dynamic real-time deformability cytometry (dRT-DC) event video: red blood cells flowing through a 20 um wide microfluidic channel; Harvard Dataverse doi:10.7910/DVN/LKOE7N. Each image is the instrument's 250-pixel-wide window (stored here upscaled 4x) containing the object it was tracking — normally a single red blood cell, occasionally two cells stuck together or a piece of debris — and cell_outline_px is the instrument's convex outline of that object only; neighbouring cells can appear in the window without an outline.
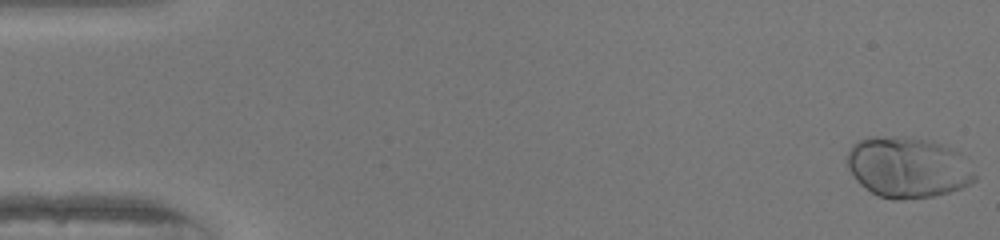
{"species": "human", "species_latin": "Homo sapiens", "temperature_condition": "warm", "stored_images_in_passage": 50, "camera_frame_rate_fps": 3000, "um_per_image_px": 0.085, "donor": {"sex": "female"}, "frame": {"image": 1, "passage_image": 1, "time_ms": 0.0, "image_size_px": [1000, 240], "cell_outline_px": [[976, 180], [960, 188], [948, 192], [932, 196], [900, 200], [892, 200], [880, 196], [872, 192], [860, 184], [856, 180], [848, 168], [844, 160], [852, 144], [856, 140], [872, 136], [904, 136], [928, 140], [952, 148], [960, 152], [976, 176]], "centroid_in_image_um": [77.11, 14.21], "position_along_channel_um": 7.9, "area_um2": 45.43}}
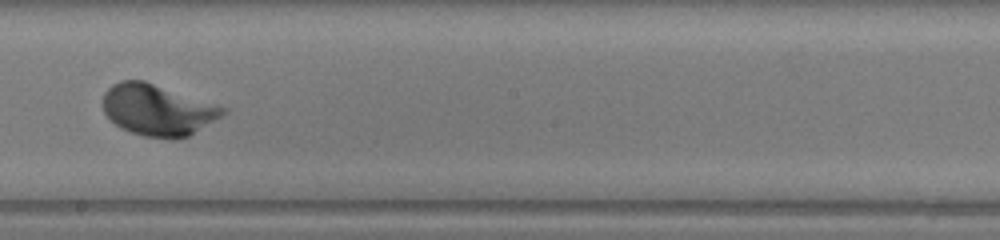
{"frame": {"image": 2, "passage_image": 29, "time_ms": 9.333, "image_size_px": [1000, 240], "cell_outline_px": [[228, 112], [188, 136], [172, 140], [144, 136], [120, 128], [104, 112], [104, 92], [112, 84], [120, 80], [144, 80], [228, 108]], "centroid_in_image_um": [13.41, 9.34], "position_along_channel_um": 234.8, "area_um2": 35.72}}
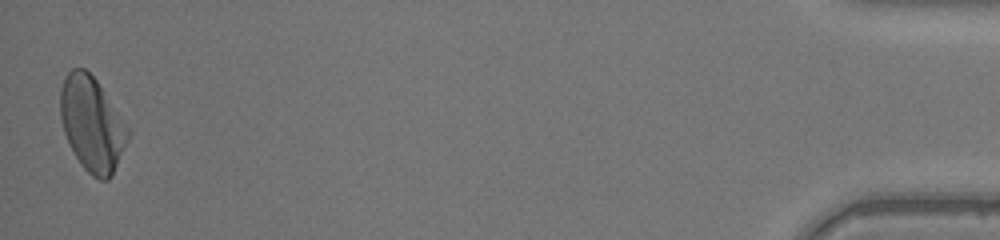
{"frame": {"image": 3, "passage_image": 50, "time_ms": 16.333, "image_size_px": [1000, 240], "cell_outline_px": [[132, 132], [108, 180], [100, 180], [92, 176], [84, 168], [76, 156], [64, 132], [60, 116], [60, 92], [64, 80], [68, 72], [72, 68], [84, 68], [96, 80]], "centroid_in_image_um": [7.82, 10.53], "position_along_channel_um": 427.4, "area_um2": 36.53}, "authors_computed_cell_mechanics": {"area_um2": 35.6048, "velocity_mm_per_s": 4.1108, "shape_relaxation_time_tau1_ms": 1.7327, "shape_relaxation_time_tau2_ms": null, "deformation_change_tau1": 0.1602, "deformation_change_tau2": null}}